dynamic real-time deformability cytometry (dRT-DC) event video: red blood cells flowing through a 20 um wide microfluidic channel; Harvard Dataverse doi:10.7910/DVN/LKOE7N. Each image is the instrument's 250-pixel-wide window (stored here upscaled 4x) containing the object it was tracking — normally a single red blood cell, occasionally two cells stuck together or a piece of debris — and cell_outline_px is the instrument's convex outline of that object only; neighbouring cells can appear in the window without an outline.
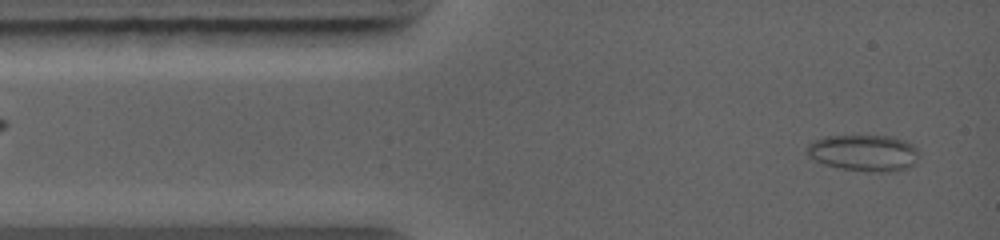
{"species": "common noctule bat (a hibernating species)", "species_latin": "Nyctalus noctula", "temperature_condition": "warm", "stored_images_in_passage": 14, "camera_frame_rate_fps": 5000, "um_per_image_px": 0.085, "animal": {"sex": "female", "body_mass_g": 19.0, "forearm_length_mm": 56.7}, "frame": {"image": 1, "passage_image": 4, "time_ms": 0.4, "image_size_px": [1000, 240], "cell_outline_px": [[920, 156], [916, 164], [896, 172], [880, 172], [840, 168], [824, 164], [808, 156], [804, 152], [808, 144], [812, 140], [824, 136], [892, 136], [904, 140], [912, 144], [920, 152]], "centroid_in_image_um": [73.45, 12.99], "position_along_channel_um": 11.6, "area_um2": 24.16}}
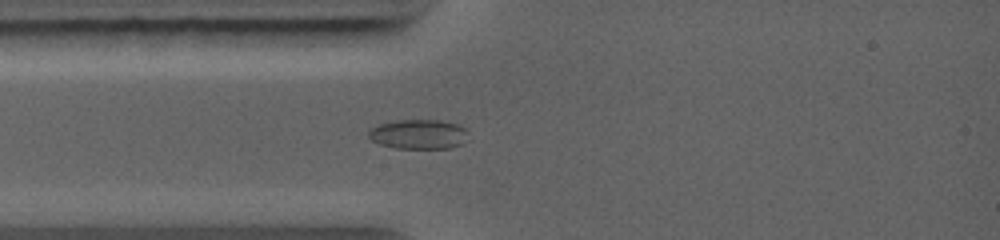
{"frame": {"image": 2, "passage_image": 12, "time_ms": 2.6, "image_size_px": [1000, 240], "cell_outline_px": [[468, 140], [464, 144], [452, 148], [396, 148], [380, 144], [372, 140], [368, 136], [368, 132], [372, 128], [380, 124], [396, 120], [440, 120], [456, 124], [464, 128], [468, 132]], "centroid_in_image_um": [35.63, 11.42], "position_along_channel_um": 49.4, "area_um2": 17.28}}